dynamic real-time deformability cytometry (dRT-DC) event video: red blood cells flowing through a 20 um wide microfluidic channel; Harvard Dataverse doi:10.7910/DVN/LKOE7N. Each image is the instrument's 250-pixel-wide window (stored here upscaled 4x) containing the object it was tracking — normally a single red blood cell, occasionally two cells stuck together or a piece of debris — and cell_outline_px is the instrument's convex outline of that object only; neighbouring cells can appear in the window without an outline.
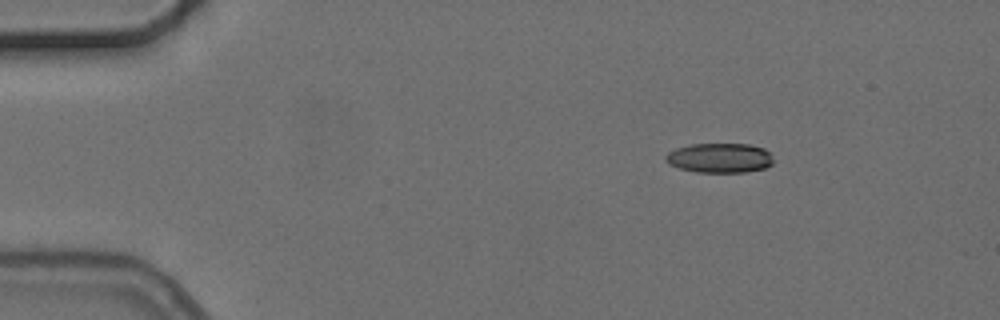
{"species": "common noctule bat (a hibernating species)", "species_latin": "Nyctalus noctula", "temperature_condition": "cold", "stored_images_in_passage": 7, "camera_frame_rate_fps": 3000, "um_per_image_px": 0.085, "animal": {"sex": "female", "body_mass_g": 24.6, "forearm_length_mm": 56.2}, "frame": {"image": 1, "passage_image": 1, "time_ms": 0.0, "image_size_px": [1000, 320], "cell_outline_px": [[772, 164], [764, 168], [744, 172], [696, 172], [680, 168], [664, 160], [664, 156], [668, 152], [676, 148], [692, 144], [748, 144], [764, 148], [772, 152]], "centroid_in_image_um": [61.19, 13.41], "position_along_channel_um": 23.8, "area_um2": 18.61}}
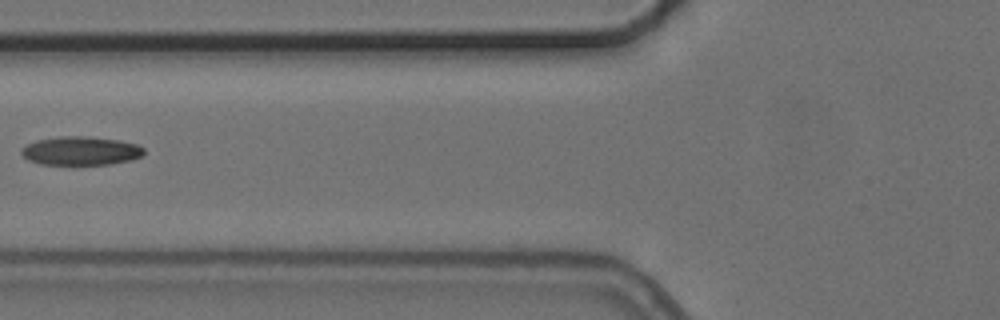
{"frame": {"image": 2, "passage_image": 4, "time_ms": 4.667, "image_size_px": [1000, 320], "cell_outline_px": [[144, 152], [140, 156], [132, 160], [112, 164], [40, 164], [28, 160], [20, 152], [20, 148], [36, 140], [60, 136], [84, 136], [120, 140], [136, 144], [144, 148]], "centroid_in_image_um": [6.85, 12.82], "position_along_channel_um": 118.9, "area_um2": 20.46}}
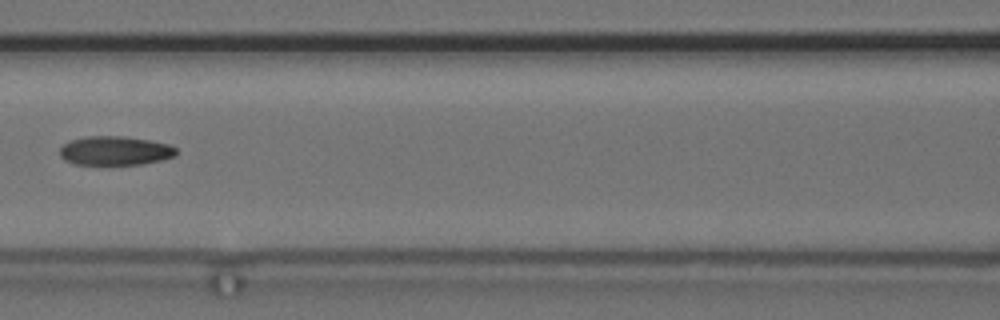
{"frame": {"image": 3, "passage_image": 5, "time_ms": 5.667, "image_size_px": [1000, 320], "cell_outline_px": [[176, 156], [160, 160], [140, 164], [72, 164], [64, 160], [60, 156], [60, 148], [68, 140], [88, 136], [124, 136], [148, 140], [168, 144], [176, 148]], "centroid_in_image_um": [9.74, 12.8], "position_along_channel_um": 156.9, "area_um2": 19.65}}